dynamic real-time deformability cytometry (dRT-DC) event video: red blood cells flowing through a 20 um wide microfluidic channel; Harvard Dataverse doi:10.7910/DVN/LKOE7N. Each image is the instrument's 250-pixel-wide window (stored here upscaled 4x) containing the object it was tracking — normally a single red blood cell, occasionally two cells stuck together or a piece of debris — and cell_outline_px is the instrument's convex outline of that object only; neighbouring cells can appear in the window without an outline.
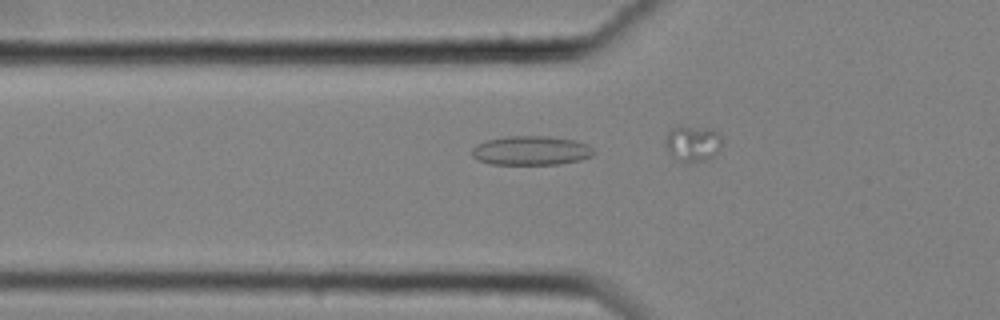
{"species": "common noctule bat (a hibernating species)", "species_latin": "Nyctalus noctula", "temperature_condition": "cold", "stored_images_in_passage": 32, "camera_frame_rate_fps": 3000, "um_per_image_px": 0.085, "animal": {"sex": "female", "body_mass_g": 25.1}, "frame": {"image": 1, "passage_image": 22, "time_ms": 7.0, "image_size_px": [1000, 320], "cell_outline_px": [[596, 152], [592, 156], [580, 160], [560, 164], [492, 164], [480, 160], [472, 156], [472, 148], [476, 144], [488, 140], [508, 136], [548, 136], [576, 140], [588, 144]], "centroid_in_image_um": [45.18, 12.79], "position_along_channel_um": 80.6, "area_um2": 20.75}}
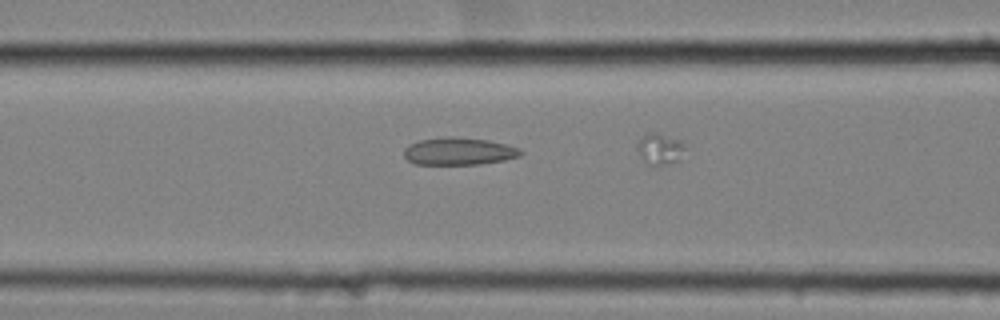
{"frame": {"image": 2, "passage_image": 26, "time_ms": 8.333, "image_size_px": [1000, 320], "cell_outline_px": [[524, 152], [520, 156], [504, 160], [480, 164], [416, 164], [408, 160], [404, 156], [404, 148], [408, 144], [420, 140], [444, 136], [452, 136], [488, 140], [520, 148]], "centroid_in_image_um": [38.99, 12.85], "position_along_channel_um": 127.6, "area_um2": 18.73}}
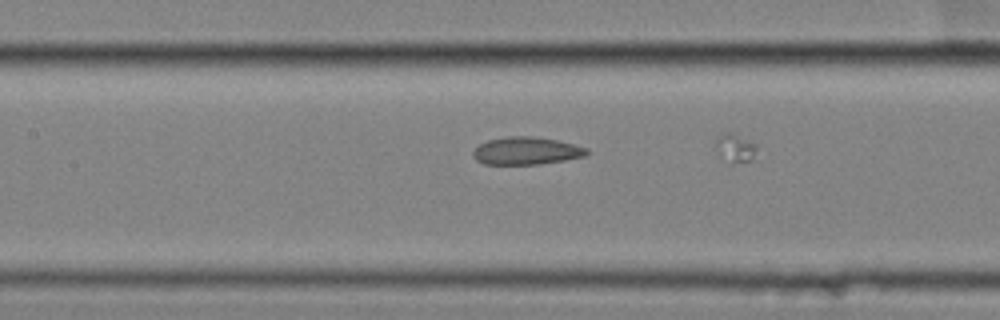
{"frame": {"image": 3, "passage_image": 29, "time_ms": 9.333, "image_size_px": [1000, 320], "cell_outline_px": [[588, 156], [564, 160], [536, 164], [484, 164], [476, 160], [472, 156], [472, 152], [480, 144], [488, 140], [508, 136], [532, 136], [556, 140], [588, 148]], "centroid_in_image_um": [44.73, 12.82], "position_along_channel_um": 162.7, "area_um2": 18.21}}